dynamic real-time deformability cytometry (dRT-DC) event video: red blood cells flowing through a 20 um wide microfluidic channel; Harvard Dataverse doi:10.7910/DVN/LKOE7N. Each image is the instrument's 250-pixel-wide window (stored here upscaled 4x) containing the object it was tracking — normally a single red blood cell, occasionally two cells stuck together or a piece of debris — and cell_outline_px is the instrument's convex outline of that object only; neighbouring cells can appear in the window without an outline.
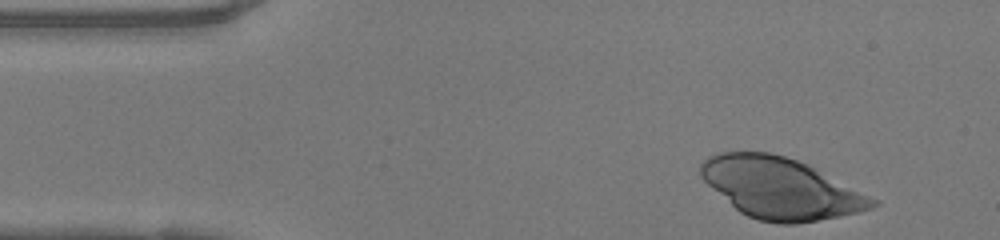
{"species": "human", "species_latin": "Homo sapiens", "temperature_condition": "warm", "stored_images_in_passage": 36, "camera_frame_rate_fps": 3000, "um_per_image_px": 0.085, "donor": {"sex": "female"}, "frame": {"image": 1, "passage_image": 1, "time_ms": 0.0, "image_size_px": [1000, 240], "cell_outline_px": [[880, 204], [872, 208], [860, 212], [796, 224], [780, 224], [756, 220], [740, 212], [708, 184], [700, 176], [700, 164], [708, 156], [720, 152], [772, 152], [808, 164], [880, 200]], "centroid_in_image_um": [66.39, 16.0], "position_along_channel_um": 18.6, "area_um2": 60.98}}